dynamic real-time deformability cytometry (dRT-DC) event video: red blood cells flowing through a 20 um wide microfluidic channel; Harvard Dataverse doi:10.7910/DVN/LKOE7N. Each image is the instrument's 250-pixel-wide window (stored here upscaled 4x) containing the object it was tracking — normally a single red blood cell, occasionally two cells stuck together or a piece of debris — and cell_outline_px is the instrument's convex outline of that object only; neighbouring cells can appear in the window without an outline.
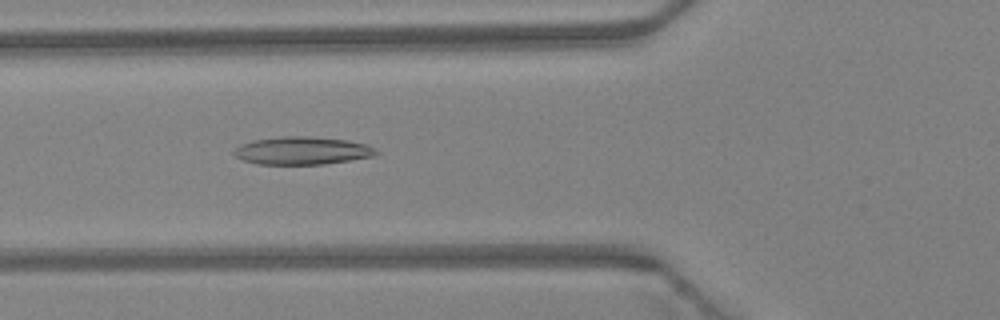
{"species": "Egyptian fruit bat (a non-hibernating species)", "species_latin": "Rousettus aegyptiacus", "temperature_condition": "warm", "stored_images_in_passage": 47, "camera_frame_rate_fps": 3000, "um_per_image_px": 0.085, "animal": {"sex": "female"}, "frame": {"image": 1, "passage_image": 18, "time_ms": 5.667, "image_size_px": [1000, 320], "cell_outline_px": [[380, 152], [372, 156], [324, 164], [256, 164], [244, 160], [236, 156], [232, 152], [240, 144], [252, 140], [280, 136], [308, 136], [348, 140], [364, 144]], "centroid_in_image_um": [25.63, 12.8], "position_along_channel_um": 100.2, "area_um2": 22.89}}
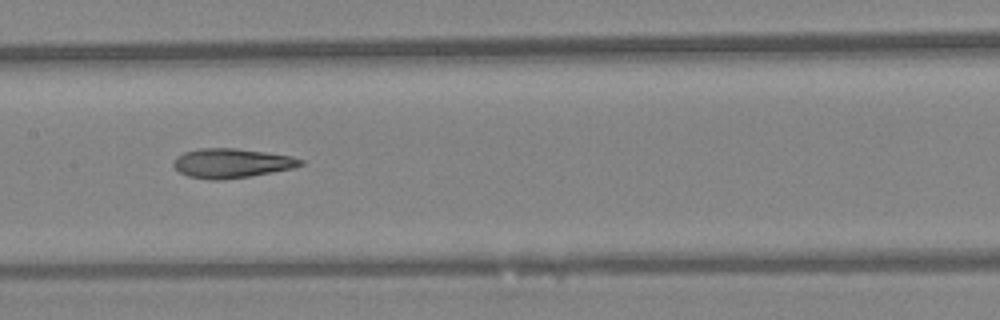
{"frame": {"image": 2, "passage_image": 24, "time_ms": 7.667, "image_size_px": [1000, 320], "cell_outline_px": [[304, 164], [292, 168], [272, 172], [248, 176], [220, 180], [212, 180], [188, 176], [180, 172], [172, 164], [172, 160], [176, 156], [184, 152], [200, 148], [236, 148], [292, 156], [304, 160]], "centroid_in_image_um": [19.66, 13.86], "position_along_channel_um": 187.7, "area_um2": 21.68}}
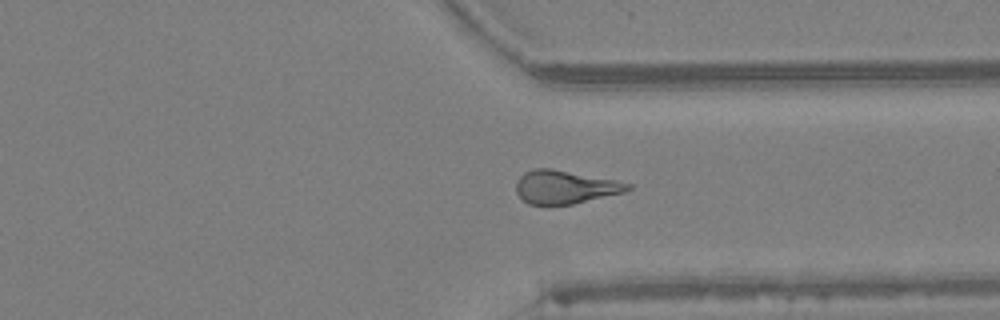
{"frame": {"image": 3, "passage_image": 36, "time_ms": 11.667, "image_size_px": [1000, 320], "cell_outline_px": [[632, 188], [624, 192], [572, 204], [528, 204], [516, 192], [516, 184], [520, 176], [524, 172], [532, 168], [548, 168], [616, 180], [632, 184]], "centroid_in_image_um": [48.02, 15.89], "position_along_channel_um": 363.4, "area_um2": 21.39}, "authors_computed_cell_mechanics": {"area_um2": 22.253, "velocity_mm_per_s": 4.3906, "shape_relaxation_time_tau1_ms": null, "shape_relaxation_time_tau2_ms": 2.951, "deformation_change_tau1": null, "deformation_change_tau2": 0.1356}}